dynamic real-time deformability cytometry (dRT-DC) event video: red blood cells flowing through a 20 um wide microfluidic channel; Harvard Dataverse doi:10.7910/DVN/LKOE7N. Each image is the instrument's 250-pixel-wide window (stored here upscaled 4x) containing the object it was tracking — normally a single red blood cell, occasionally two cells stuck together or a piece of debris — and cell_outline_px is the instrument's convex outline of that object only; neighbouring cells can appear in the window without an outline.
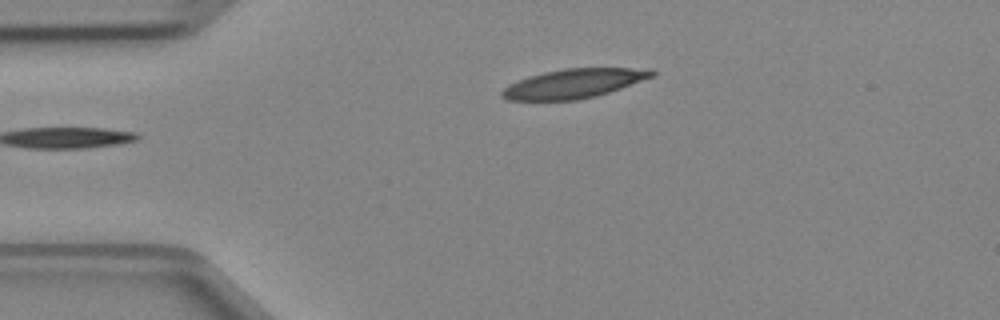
{"species": "Egyptian fruit bat (a non-hibernating species)", "species_latin": "Rousettus aegyptiacus", "temperature_condition": "cold", "stored_images_in_passage": 2, "camera_frame_rate_fps": 3000, "um_per_image_px": 0.085, "animal": {"sex": "female"}, "frame": {"image": 1, "passage_image": 2, "time_ms": 0.333, "image_size_px": [1000, 320], "cell_outline_px": [[656, 72], [652, 76], [620, 88], [596, 96], [576, 100], [508, 100], [500, 96], [500, 92], [508, 84], [528, 76], [544, 72], [564, 68], [652, 68]], "centroid_in_image_um": [48.73, 7.09], "position_along_channel_um": 36.3, "area_um2": 25.43}}